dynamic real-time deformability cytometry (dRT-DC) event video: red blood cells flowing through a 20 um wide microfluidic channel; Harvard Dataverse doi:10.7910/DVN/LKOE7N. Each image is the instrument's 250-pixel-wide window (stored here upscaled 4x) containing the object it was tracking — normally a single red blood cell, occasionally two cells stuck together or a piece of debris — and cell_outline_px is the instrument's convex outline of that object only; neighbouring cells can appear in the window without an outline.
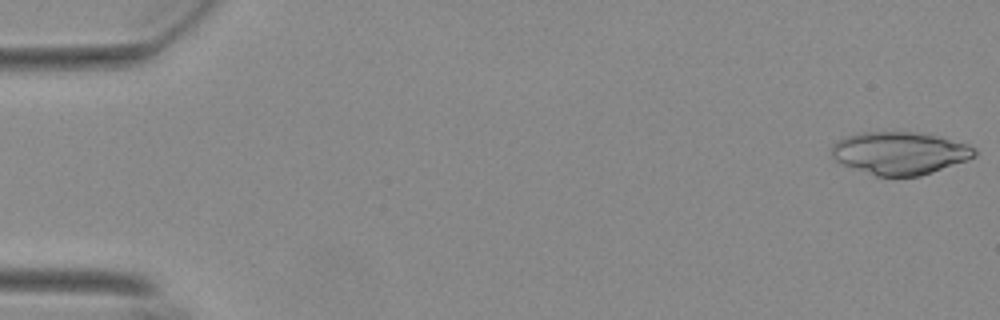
{"species": "Egyptian fruit bat (a non-hibernating species)", "species_latin": "Rousettus aegyptiacus", "temperature_condition": "warm", "stored_images_in_passage": 55, "camera_frame_rate_fps": 3000, "um_per_image_px": 0.085, "animal": {"sex": "female"}, "frame": {"image": 1, "passage_image": 1, "time_ms": 0.0, "image_size_px": [1000, 320], "cell_outline_px": [[976, 156], [932, 172], [920, 176], [876, 176], [844, 164], [836, 160], [832, 156], [832, 144], [848, 136], [860, 132], [912, 132], [936, 136], [968, 144], [976, 148]], "centroid_in_image_um": [76.49, 13.01], "position_along_channel_um": 8.5, "area_um2": 34.97}}